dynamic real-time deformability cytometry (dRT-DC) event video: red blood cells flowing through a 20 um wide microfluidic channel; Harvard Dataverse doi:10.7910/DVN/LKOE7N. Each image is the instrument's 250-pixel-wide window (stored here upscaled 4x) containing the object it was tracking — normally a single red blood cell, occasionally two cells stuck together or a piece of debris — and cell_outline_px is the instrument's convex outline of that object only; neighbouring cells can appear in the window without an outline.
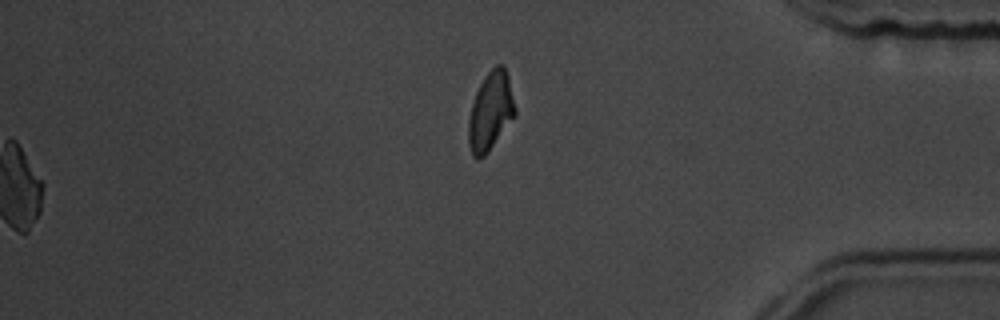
{"species": "common noctule bat (a hibernating species)", "species_latin": "Nyctalus noctula", "temperature_condition": "room temperature", "stored_images_in_passage": 56, "camera_frame_rate_fps": 3000, "um_per_image_px": 0.085, "animal": {"sex": "male", "body_mass_g": 19.5, "forearm_length_mm": 54.6}, "frame": {"image": 1, "passage_image": 56, "time_ms": 18.333, "image_size_px": [1000, 320], "cell_outline_px": [[516, 116], [488, 152], [484, 156], [476, 160], [472, 156], [468, 144], [468, 120], [472, 104], [476, 92], [484, 76], [496, 64], [500, 64], [504, 68], [508, 76], [516, 108]], "centroid_in_image_um": [41.69, 9.49], "position_along_channel_um": 393.5, "area_um2": 21.44}}